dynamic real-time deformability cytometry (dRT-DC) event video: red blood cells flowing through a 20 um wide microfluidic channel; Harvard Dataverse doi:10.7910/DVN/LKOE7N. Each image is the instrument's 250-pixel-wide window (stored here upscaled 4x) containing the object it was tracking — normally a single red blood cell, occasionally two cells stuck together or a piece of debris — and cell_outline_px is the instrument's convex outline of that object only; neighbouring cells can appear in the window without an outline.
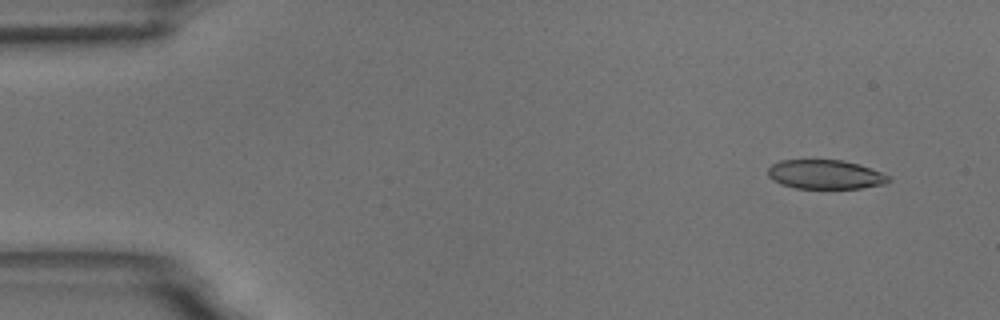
{"species": "common noctule bat (a hibernating species)", "species_latin": "Nyctalus noctula", "temperature_condition": "room temperature", "stored_images_in_passage": 4, "camera_frame_rate_fps": 3000, "um_per_image_px": 0.085, "animal": {"sex": "male", "body_mass_g": 18.8}, "frame": {"image": 1, "passage_image": 1, "time_ms": 0.0, "image_size_px": [1000, 320], "cell_outline_px": [[892, 180], [884, 184], [860, 188], [796, 188], [780, 184], [772, 180], [768, 176], [768, 168], [772, 164], [780, 160], [844, 160], [880, 172], [888, 176]], "centroid_in_image_um": [70.1, 14.83], "position_along_channel_um": 14.9, "area_um2": 20.35}}
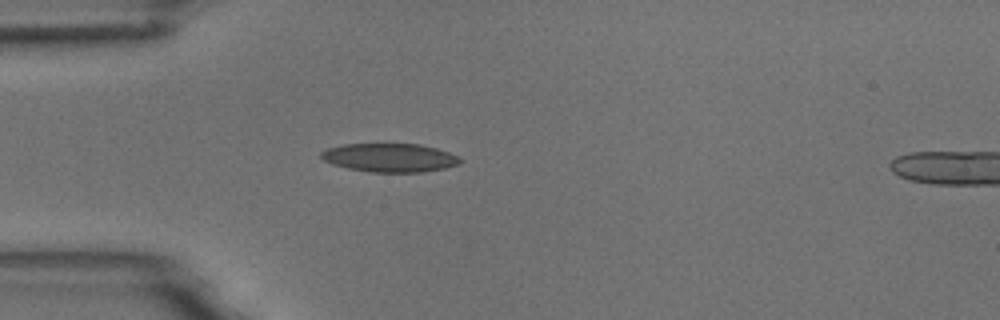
{"frame": {"image": 2, "passage_image": 4, "time_ms": 3.667, "image_size_px": [1000, 320], "cell_outline_px": [[460, 164], [444, 168], [424, 172], [368, 172], [348, 168], [332, 164], [324, 160], [320, 156], [320, 152], [328, 148], [344, 144], [420, 144], [436, 148], [448, 152], [456, 156], [460, 160]], "centroid_in_image_um": [33.1, 13.4], "position_along_channel_um": 51.9, "area_um2": 23.06}}